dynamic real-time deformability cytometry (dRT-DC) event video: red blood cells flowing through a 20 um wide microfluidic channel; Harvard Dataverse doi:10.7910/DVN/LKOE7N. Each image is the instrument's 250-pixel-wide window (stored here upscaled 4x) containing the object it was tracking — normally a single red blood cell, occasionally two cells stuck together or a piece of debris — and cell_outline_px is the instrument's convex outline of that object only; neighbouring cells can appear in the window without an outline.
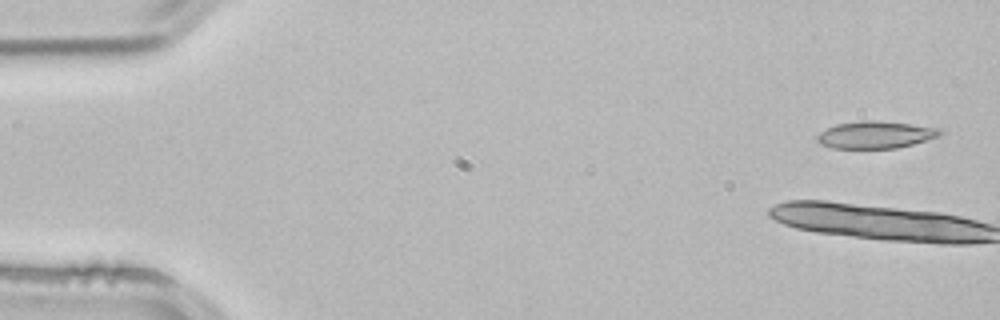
{"species": "common noctule bat (a hibernating species)", "species_latin": "Nyctalus noctula", "temperature_condition": "room temperature", "stored_images_in_passage": 4, "camera_frame_rate_fps": 3000, "um_per_image_px": 0.085, "animal": {"sex": "male", "body_mass_g": 21.5, "forearm_length_mm": 52.0}, "frame": {"image": 1, "passage_image": 1, "time_ms": 0.0, "image_size_px": [1000, 320], "cell_outline_px": [[944, 132], [940, 136], [912, 144], [896, 148], [832, 148], [820, 144], [816, 140], [816, 136], [820, 132], [836, 124], [864, 120], [876, 120], [940, 128]], "centroid_in_image_um": [74.41, 11.46], "position_along_channel_um": 10.6, "area_um2": 19.42}}
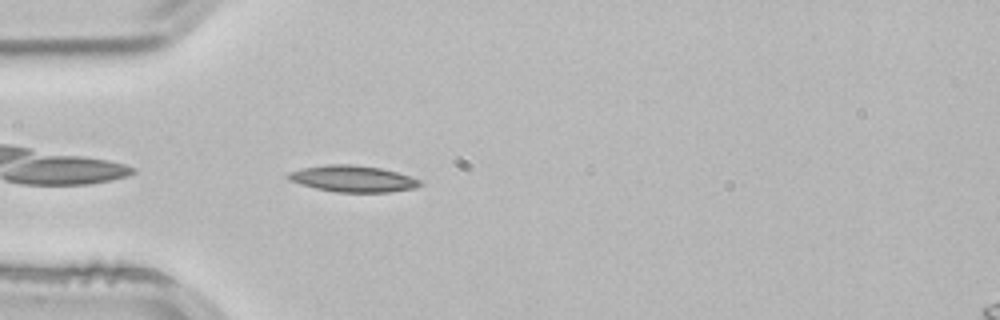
{"frame": {"image": 2, "passage_image": 4, "time_ms": 1.0, "image_size_px": [1000, 320], "cell_outline_px": [[424, 184], [416, 188], [388, 192], [336, 192], [316, 188], [300, 184], [288, 180], [284, 176], [288, 172], [304, 168], [324, 164], [352, 164], [380, 168], [396, 172], [420, 180]], "centroid_in_image_um": [29.96, 15.19], "position_along_channel_um": 55.0, "area_um2": 20.35}}